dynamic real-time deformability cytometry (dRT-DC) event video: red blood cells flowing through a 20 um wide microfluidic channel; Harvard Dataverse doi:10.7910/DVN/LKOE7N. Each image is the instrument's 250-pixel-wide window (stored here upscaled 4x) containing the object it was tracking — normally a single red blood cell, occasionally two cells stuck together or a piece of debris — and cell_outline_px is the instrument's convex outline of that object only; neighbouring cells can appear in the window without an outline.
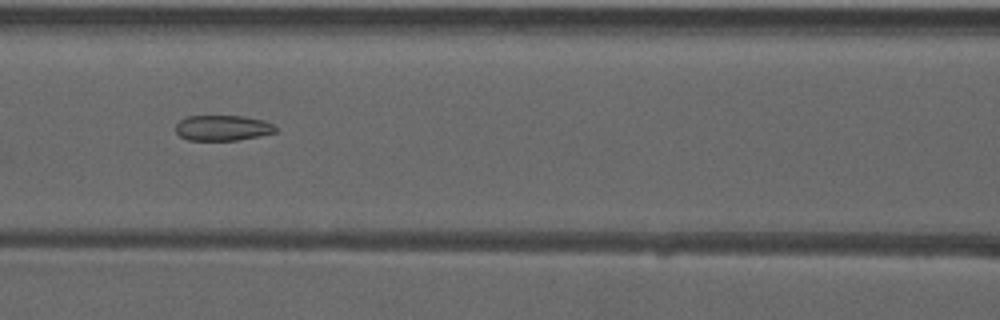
{"species": "common noctule bat (a hibernating species)", "species_latin": "Nyctalus noctula", "temperature_condition": "warm", "stored_images_in_passage": 47, "camera_frame_rate_fps": 3000, "um_per_image_px": 0.085, "animal": {"sex": "male", "forearm_length_mm": 52.5}, "frame": {"image": 1, "passage_image": 18, "time_ms": 5.667, "image_size_px": [1000, 320], "cell_outline_px": [[276, 132], [260, 136], [236, 140], [188, 140], [180, 136], [176, 132], [176, 124], [180, 120], [188, 116], [244, 116], [264, 120], [272, 124], [276, 128]], "centroid_in_image_um": [18.92, 10.87], "position_along_channel_um": 147.7, "area_um2": 14.8}}
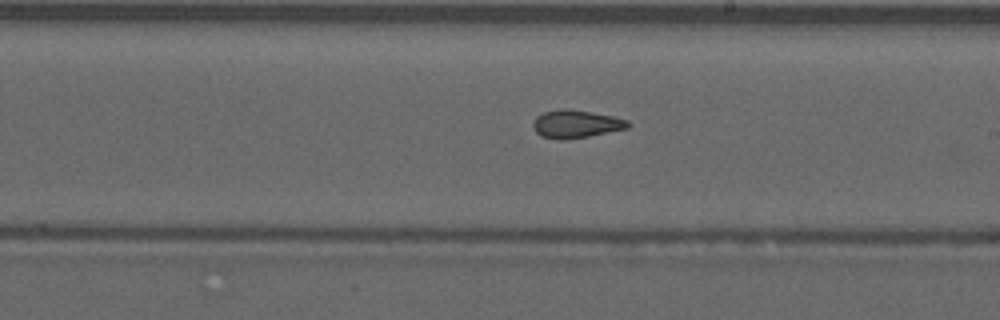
{"frame": {"image": 2, "passage_image": 25, "time_ms": 8.0, "image_size_px": [1000, 320], "cell_outline_px": [[632, 124], [628, 128], [588, 136], [560, 140], [540, 136], [536, 132], [532, 124], [536, 116], [544, 112], [560, 108], [568, 108], [592, 112], [612, 116], [628, 120]], "centroid_in_image_um": [48.95, 10.53], "position_along_channel_um": 240.1, "area_um2": 15.49}}
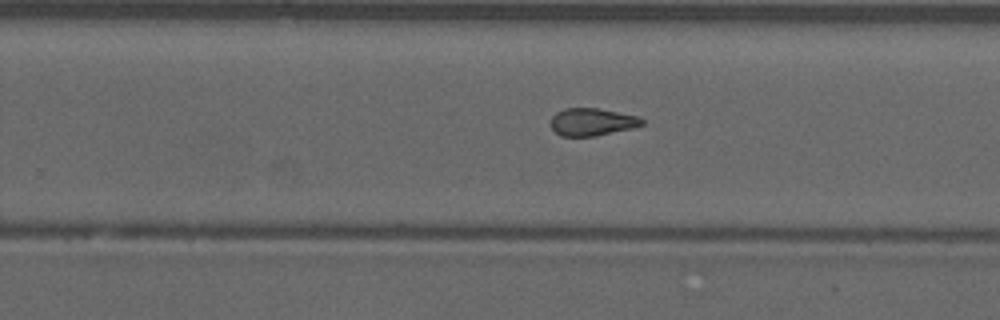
{"frame": {"image": 3, "passage_image": 28, "time_ms": 9.0, "image_size_px": [1000, 320], "cell_outline_px": [[644, 124], [632, 128], [596, 136], [560, 136], [552, 128], [552, 116], [556, 112], [564, 108], [600, 108], [640, 116], [644, 120]], "centroid_in_image_um": [50.36, 10.35], "position_along_channel_um": 279.4, "area_um2": 14.74}, "authors_computed_cell_mechanics": {"area_um2": 15.5482, "velocity_mm_per_s": 3.9676, "shape_relaxation_time_tau1_ms": null, "shape_relaxation_time_tau2_ms": 2.0263, "deformation_change_tau1": null, "deformation_change_tau2": 0.097}}